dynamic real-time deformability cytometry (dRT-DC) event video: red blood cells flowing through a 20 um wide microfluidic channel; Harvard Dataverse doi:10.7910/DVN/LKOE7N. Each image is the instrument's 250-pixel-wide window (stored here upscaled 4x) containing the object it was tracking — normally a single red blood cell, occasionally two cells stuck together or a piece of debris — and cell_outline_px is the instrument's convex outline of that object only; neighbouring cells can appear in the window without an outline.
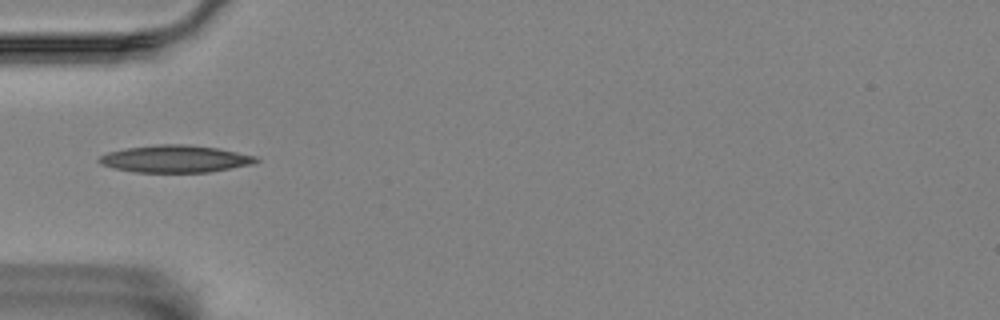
{"species": "Egyptian fruit bat (a non-hibernating species)", "species_latin": "Rousettus aegyptiacus", "temperature_condition": "room temperature", "stored_images_in_passage": 8, "camera_frame_rate_fps": 3000, "um_per_image_px": 0.085, "animal": {"sex": "female"}, "frame": {"image": 1, "passage_image": 5, "time_ms": 4.667, "image_size_px": [1000, 320], "cell_outline_px": [[260, 160], [252, 164], [208, 172], [136, 172], [112, 168], [100, 164], [96, 160], [100, 156], [108, 152], [124, 148], [156, 144], [188, 144], [216, 148], [256, 156]], "centroid_in_image_um": [14.84, 13.5], "position_along_channel_um": 70.2, "area_um2": 24.91}}
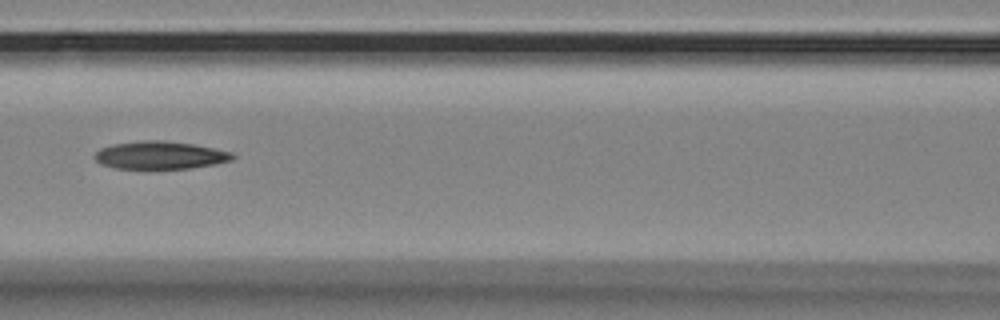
{"frame": {"image": 2, "passage_image": 7, "time_ms": 7.0, "image_size_px": [1000, 320], "cell_outline_px": [[236, 156], [232, 160], [216, 164], [192, 168], [112, 168], [100, 164], [92, 156], [100, 148], [112, 144], [144, 140], [160, 140], [192, 144], [232, 152]], "centroid_in_image_um": [13.58, 13.19], "position_along_channel_um": 153.0, "area_um2": 22.31}}
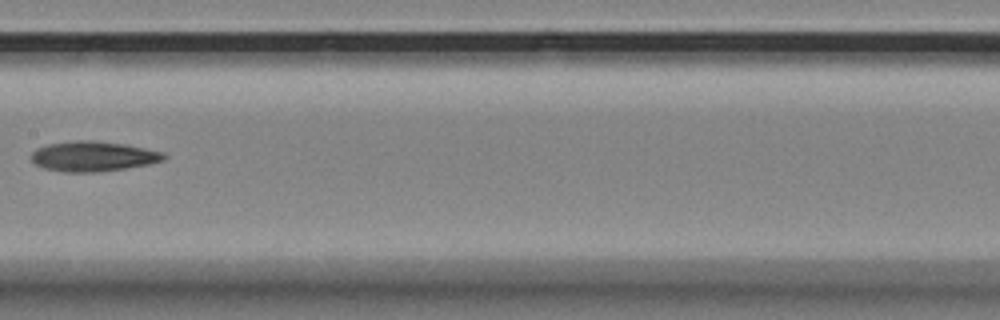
{"frame": {"image": 3, "passage_image": 8, "time_ms": 8.333, "image_size_px": [1000, 320], "cell_outline_px": [[168, 156], [164, 160], [148, 164], [128, 168], [96, 172], [64, 172], [44, 168], [36, 164], [28, 156], [36, 148], [48, 144], [76, 140], [88, 140], [124, 144], [164, 152]], "centroid_in_image_um": [7.9, 13.29], "position_along_channel_um": 199.5, "area_um2": 23.29}}